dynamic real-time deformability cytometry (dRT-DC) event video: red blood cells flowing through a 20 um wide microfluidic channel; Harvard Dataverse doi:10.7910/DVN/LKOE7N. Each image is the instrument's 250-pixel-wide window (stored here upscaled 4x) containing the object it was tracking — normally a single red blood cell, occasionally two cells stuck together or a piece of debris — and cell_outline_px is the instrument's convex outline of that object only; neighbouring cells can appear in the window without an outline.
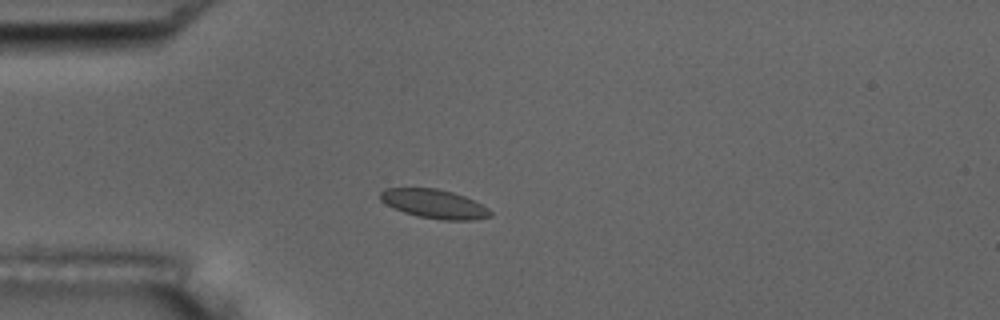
{"species": "common noctule bat (a hibernating species)", "species_latin": "Nyctalus noctula", "temperature_condition": "room temperature", "stored_images_in_passage": 3, "camera_frame_rate_fps": 3000, "um_per_image_px": 0.085, "animal": {"sex": "male", "body_mass_g": 17.5, "forearm_length_mm": 52.3}, "frame": {"image": 1, "passage_image": 3, "time_ms": 2.333, "image_size_px": [1000, 320], "cell_outline_px": [[492, 216], [472, 220], [444, 220], [416, 216], [404, 212], [380, 200], [380, 192], [384, 188], [436, 188], [452, 192], [464, 196], [488, 208], [492, 212]], "centroid_in_image_um": [36.91, 17.33], "position_along_channel_um": 48.1, "area_um2": 18.38}}